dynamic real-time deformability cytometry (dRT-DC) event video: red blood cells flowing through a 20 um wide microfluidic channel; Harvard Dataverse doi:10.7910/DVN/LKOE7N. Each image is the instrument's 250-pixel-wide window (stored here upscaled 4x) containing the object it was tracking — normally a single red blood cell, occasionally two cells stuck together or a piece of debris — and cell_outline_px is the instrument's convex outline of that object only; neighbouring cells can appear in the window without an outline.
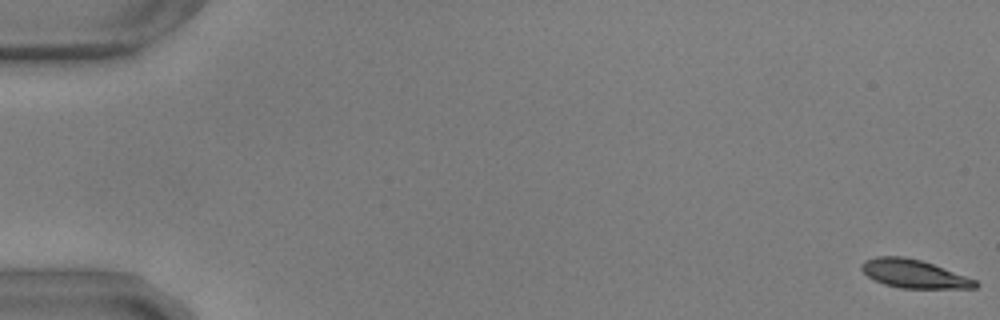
{"species": "common noctule bat (a hibernating species)", "species_latin": "Nyctalus noctula", "temperature_condition": "warm", "stored_images_in_passage": 56, "camera_frame_rate_fps": 3000, "um_per_image_px": 0.085, "animal": {"sex": "male", "body_mass_g": 17.9, "forearm_length_mm": 54.2}, "frame": {"image": 1, "passage_image": 1, "time_ms": 0.0, "image_size_px": [1000, 320], "cell_outline_px": [[980, 284], [976, 288], [900, 288], [884, 284], [868, 276], [860, 268], [860, 264], [864, 260], [876, 256], [904, 256], [920, 260], [932, 264], [976, 280]], "centroid_in_image_um": [77.65, 23.27], "position_along_channel_um": 7.3, "area_um2": 18.67}}
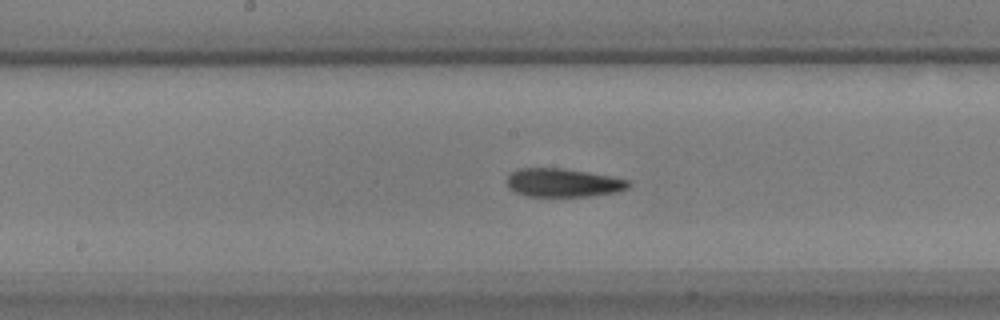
{"frame": {"image": 2, "passage_image": 30, "time_ms": 9.667, "image_size_px": [1000, 320], "cell_outline_px": [[632, 184], [628, 188], [616, 192], [588, 196], [528, 196], [516, 192], [508, 188], [508, 176], [512, 172], [520, 168], [564, 168], [588, 172], [628, 180]], "centroid_in_image_um": [47.87, 15.53], "position_along_channel_um": 200.3, "area_um2": 20.0}}
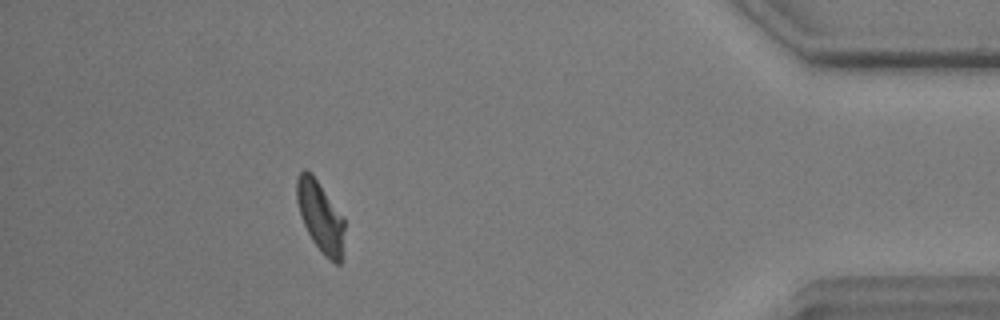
{"frame": {"image": 3, "passage_image": 51, "time_ms": 16.667, "image_size_px": [1000, 320], "cell_outline_px": [[344, 228], [340, 264], [336, 264], [324, 256], [320, 252], [312, 240], [304, 224], [296, 200], [296, 180], [300, 172], [304, 168], [312, 172], [344, 216]], "centroid_in_image_um": [27.22, 18.36], "position_along_channel_um": 408.0, "area_um2": 19.83}, "authors_computed_cell_mechanics": {"area_um2": 20.0566, "velocity_mm_per_s": 3.6382, "shape_relaxation_time_tau1_ms": 3.9284, "shape_relaxation_time_tau2_ms": 2.9509, "deformation_change_tau1": 0.1589, "deformation_change_tau2": 0.0818}}